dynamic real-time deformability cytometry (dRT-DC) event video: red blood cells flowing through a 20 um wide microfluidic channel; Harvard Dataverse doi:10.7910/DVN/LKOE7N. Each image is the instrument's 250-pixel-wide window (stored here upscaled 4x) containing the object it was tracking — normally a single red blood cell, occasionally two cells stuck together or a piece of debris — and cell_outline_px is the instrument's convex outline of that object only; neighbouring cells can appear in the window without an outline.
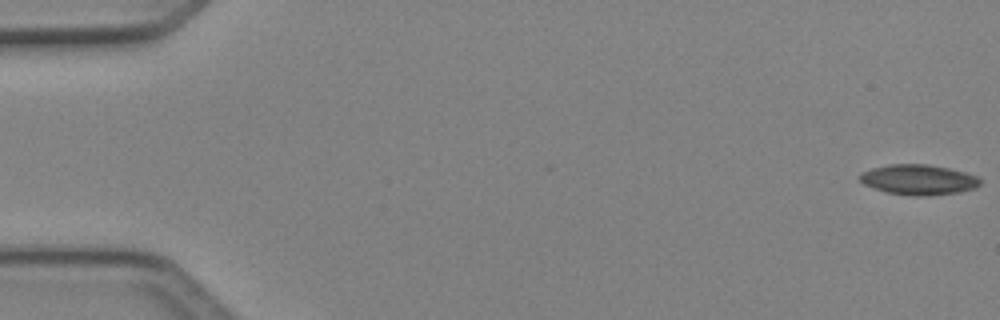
{"species": "Egyptian fruit bat (a non-hibernating species)", "species_latin": "Rousettus aegyptiacus", "temperature_condition": "cold", "stored_images_in_passage": 51, "camera_frame_rate_fps": 3000, "um_per_image_px": 0.085, "animal": {"sex": "female"}, "frame": {"image": 1, "passage_image": 1, "time_ms": 0.0, "image_size_px": [1000, 320], "cell_outline_px": [[980, 184], [972, 188], [960, 192], [928, 196], [916, 196], [888, 192], [864, 184], [856, 176], [860, 172], [872, 168], [888, 164], [928, 164], [948, 168], [964, 172], [976, 176], [980, 180]], "centroid_in_image_um": [78.03, 15.26], "position_along_channel_um": 7.0, "area_um2": 21.1}}
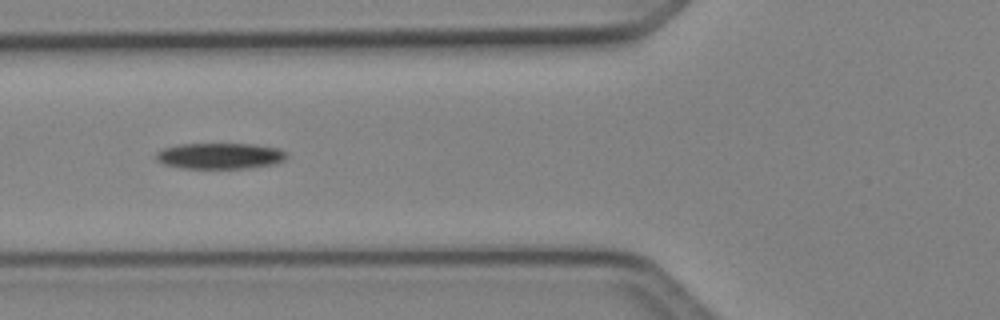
{"frame": {"image": 2, "passage_image": 20, "time_ms": 6.333, "image_size_px": [1000, 320], "cell_outline_px": [[288, 156], [284, 160], [276, 164], [252, 168], [180, 168], [164, 164], [156, 160], [156, 152], [164, 148], [176, 144], [252, 144], [280, 148], [288, 152]], "centroid_in_image_um": [18.74, 13.25], "position_along_channel_um": 107.1, "area_um2": 20.06}}
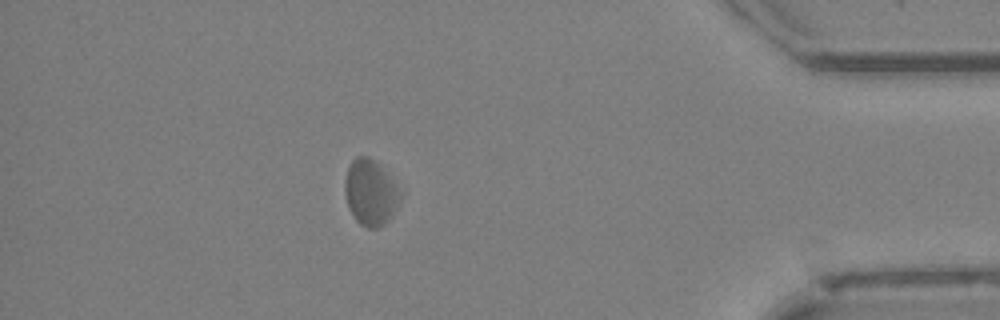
{"frame": {"image": 3, "passage_image": 45, "time_ms": 14.667, "image_size_px": [1000, 320], "cell_outline_px": [[400, 200], [392, 216], [384, 224], [376, 228], [368, 228], [360, 224], [356, 220], [348, 208], [344, 192], [344, 180], [348, 168], [352, 160], [356, 156], [368, 156], [380, 164], [396, 188], [400, 196]], "centroid_in_image_um": [31.44, 16.37], "position_along_channel_um": 403.8, "area_um2": 20.98}}